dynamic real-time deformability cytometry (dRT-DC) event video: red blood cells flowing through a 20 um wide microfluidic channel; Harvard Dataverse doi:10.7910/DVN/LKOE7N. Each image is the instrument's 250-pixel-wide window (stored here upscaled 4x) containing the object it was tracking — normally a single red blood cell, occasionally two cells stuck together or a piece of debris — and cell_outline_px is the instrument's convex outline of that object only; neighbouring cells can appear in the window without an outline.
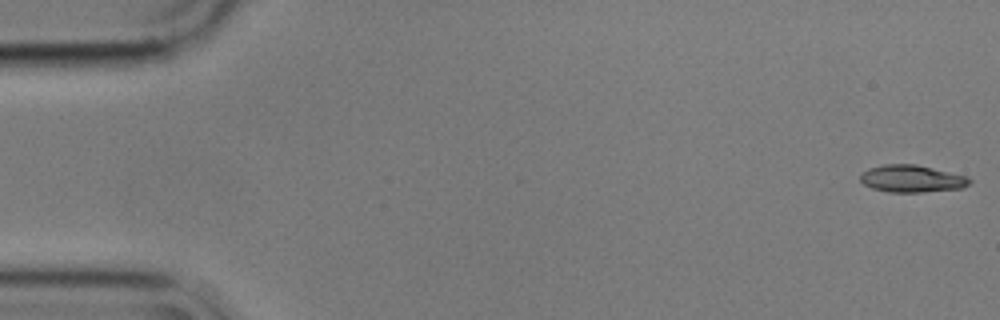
{"species": "common noctule bat (a hibernating species)", "species_latin": "Nyctalus noctula", "temperature_condition": "cold", "stored_images_in_passage": 56, "camera_frame_rate_fps": 3000, "um_per_image_px": 0.085, "animal": {"sex": "male", "body_mass_g": 17.9}, "frame": {"image": 1, "passage_image": 1, "time_ms": 0.0, "image_size_px": [1000, 320], "cell_outline_px": [[972, 180], [968, 184], [960, 188], [924, 192], [888, 192], [872, 188], [864, 184], [860, 180], [860, 172], [868, 168], [884, 164], [916, 164], [968, 176]], "centroid_in_image_um": [77.47, 15.18], "position_along_channel_um": 7.5, "area_um2": 17.4}}
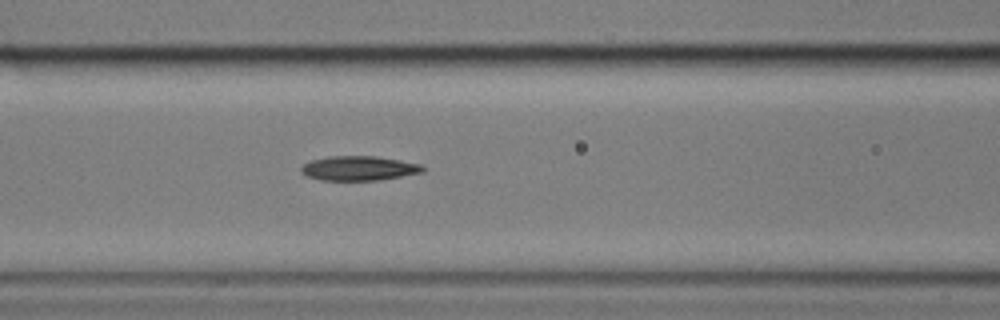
{"frame": {"image": 2, "passage_image": 23, "time_ms": 7.333, "image_size_px": [1000, 320], "cell_outline_px": [[424, 172], [376, 180], [320, 180], [308, 176], [300, 172], [300, 168], [304, 164], [312, 160], [328, 156], [376, 156], [400, 160], [420, 164], [424, 168]], "centroid_in_image_um": [30.48, 14.3], "position_along_channel_um": 136.1, "area_um2": 17.22}}
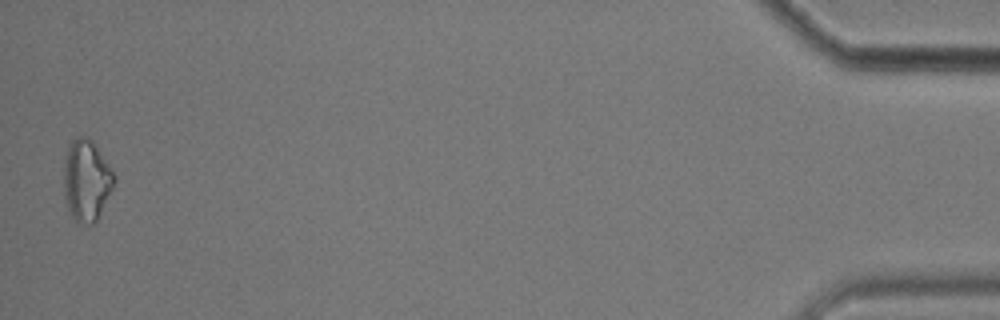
{"frame": {"image": 3, "passage_image": 55, "time_ms": 18.0, "image_size_px": [1000, 320], "cell_outline_px": [[116, 180], [96, 220], [92, 224], [76, 224], [68, 208], [64, 196], [64, 160], [68, 148], [72, 140], [76, 136], [84, 136], [92, 140], [112, 168], [116, 176]], "centroid_in_image_um": [7.34, 15.32], "position_along_channel_um": 427.9, "area_um2": 23.87}, "authors_computed_cell_mechanics": {"area_um2": 17.4845, "velocity_mm_per_s": 3.5792, "shape_relaxation_time_tau1_ms": 5.8373, "shape_relaxation_time_tau2_ms": null, "deformation_change_tau1": 0.1413, "deformation_change_tau2": null}}